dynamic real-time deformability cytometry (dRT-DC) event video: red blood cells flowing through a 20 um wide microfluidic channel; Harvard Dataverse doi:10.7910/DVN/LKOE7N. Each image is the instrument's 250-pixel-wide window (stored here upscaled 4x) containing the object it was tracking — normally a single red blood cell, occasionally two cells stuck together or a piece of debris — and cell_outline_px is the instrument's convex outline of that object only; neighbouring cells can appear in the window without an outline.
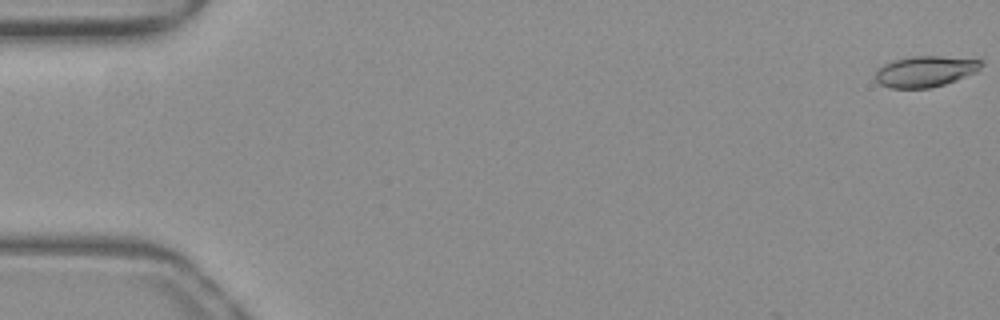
{"species": "common noctule bat (a hibernating species)", "species_latin": "Nyctalus noctula", "temperature_condition": "warm", "stored_images_in_passage": 7, "camera_frame_rate_fps": 3000, "um_per_image_px": 0.085, "animal": {"sex": "female", "body_mass_g": 19.3, "forearm_length_mm": 54.1}, "frame": {"image": 1, "passage_image": 1, "time_ms": 0.0, "image_size_px": [1000, 320], "cell_outline_px": [[984, 64], [976, 72], [956, 80], [944, 84], [928, 88], [892, 88], [880, 84], [876, 80], [876, 72], [884, 64], [892, 60], [912, 56], [940, 56], [984, 60]], "centroid_in_image_um": [78.67, 6.06], "position_along_channel_um": 6.3, "area_um2": 19.02}}